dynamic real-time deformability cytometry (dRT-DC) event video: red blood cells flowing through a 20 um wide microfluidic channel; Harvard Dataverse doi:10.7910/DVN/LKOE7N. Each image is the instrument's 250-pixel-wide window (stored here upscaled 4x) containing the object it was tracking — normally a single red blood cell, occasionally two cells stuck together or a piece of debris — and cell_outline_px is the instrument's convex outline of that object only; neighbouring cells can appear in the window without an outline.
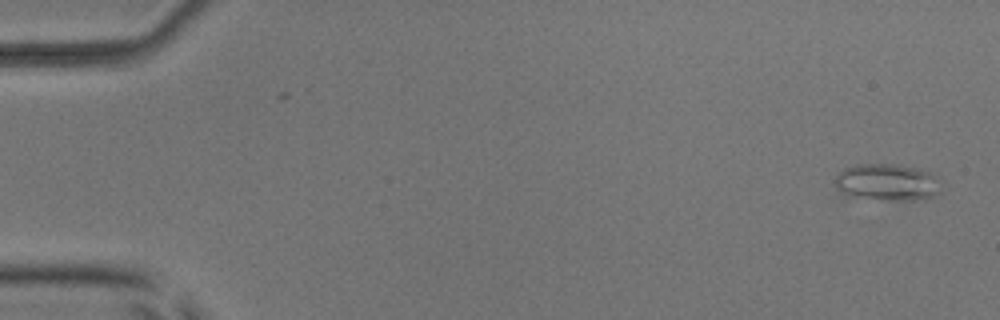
{"species": "common noctule bat (a hibernating species)", "species_latin": "Nyctalus noctula", "temperature_condition": "room temperature", "stored_images_in_passage": 17, "camera_frame_rate_fps": 3000, "um_per_image_px": 0.085, "animal": {"sex": "male", "body_mass_g": 17.9, "forearm_length_mm": 54.2}, "frame": {"image": 1, "passage_image": 2, "time_ms": 0.333, "image_size_px": [1000, 320], "cell_outline_px": [[944, 180], [940, 192], [924, 200], [884, 200], [844, 196], [836, 188], [836, 176], [844, 168], [856, 164], [900, 164], [920, 168]], "centroid_in_image_um": [75.46, 15.5], "position_along_channel_um": 9.5, "area_um2": 23.52}}
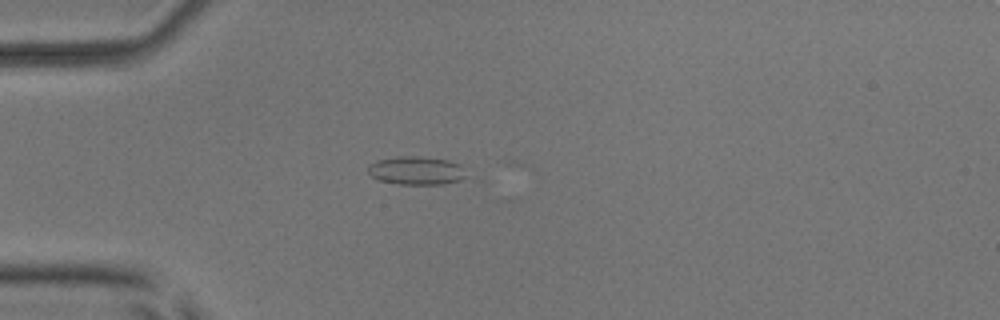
{"frame": {"image": 2, "passage_image": 15, "time_ms": 4.667, "image_size_px": [1000, 320], "cell_outline_px": [[468, 176], [460, 180], [444, 184], [396, 184], [376, 180], [368, 172], [368, 164], [376, 160], [396, 156], [420, 156], [448, 160], [460, 164]], "centroid_in_image_um": [35.37, 14.49], "position_along_channel_um": 49.6, "area_um2": 16.53}}